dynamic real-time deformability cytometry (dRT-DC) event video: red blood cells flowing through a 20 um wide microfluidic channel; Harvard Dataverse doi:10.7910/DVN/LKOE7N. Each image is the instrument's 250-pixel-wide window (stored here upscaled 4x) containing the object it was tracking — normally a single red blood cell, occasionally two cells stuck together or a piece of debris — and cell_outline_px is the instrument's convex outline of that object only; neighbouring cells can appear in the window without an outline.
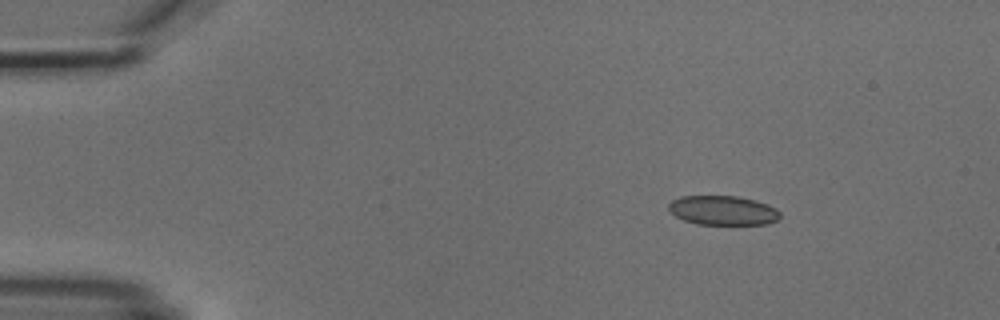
{"species": "common noctule bat (a hibernating species)", "species_latin": "Nyctalus noctula", "temperature_condition": "cold", "stored_images_in_passage": 4, "camera_frame_rate_fps": 3000, "um_per_image_px": 0.085, "animal": {"sex": "male", "body_mass_g": 18.8}, "frame": {"image": 1, "passage_image": 1, "time_ms": 0.0, "image_size_px": [1000, 320], "cell_outline_px": [[780, 216], [776, 220], [768, 224], [696, 224], [684, 220], [676, 216], [668, 208], [668, 204], [672, 200], [680, 196], [736, 196], [768, 204], [776, 208], [780, 212]], "centroid_in_image_um": [61.44, 17.88], "position_along_channel_um": 23.6, "area_um2": 18.96}}
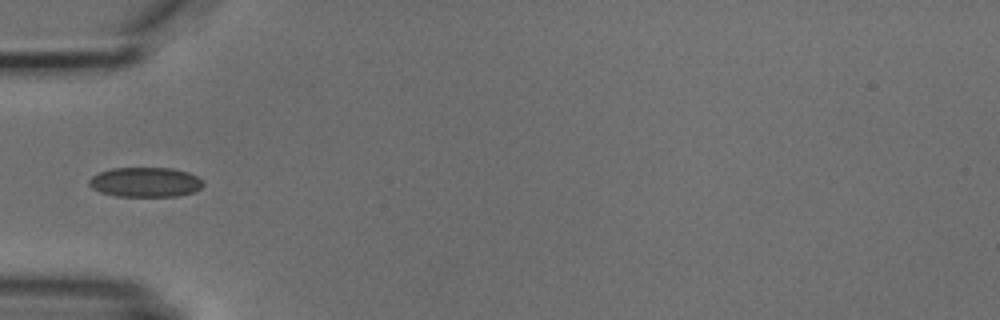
{"frame": {"image": 2, "passage_image": 4, "time_ms": 3.333, "image_size_px": [1000, 320], "cell_outline_px": [[204, 184], [200, 188], [192, 192], [176, 196], [116, 196], [100, 192], [92, 188], [88, 184], [88, 180], [92, 176], [100, 172], [112, 168], [172, 168], [188, 172], [204, 180]], "centroid_in_image_um": [12.35, 15.48], "position_along_channel_um": 72.7, "area_um2": 19.77}}